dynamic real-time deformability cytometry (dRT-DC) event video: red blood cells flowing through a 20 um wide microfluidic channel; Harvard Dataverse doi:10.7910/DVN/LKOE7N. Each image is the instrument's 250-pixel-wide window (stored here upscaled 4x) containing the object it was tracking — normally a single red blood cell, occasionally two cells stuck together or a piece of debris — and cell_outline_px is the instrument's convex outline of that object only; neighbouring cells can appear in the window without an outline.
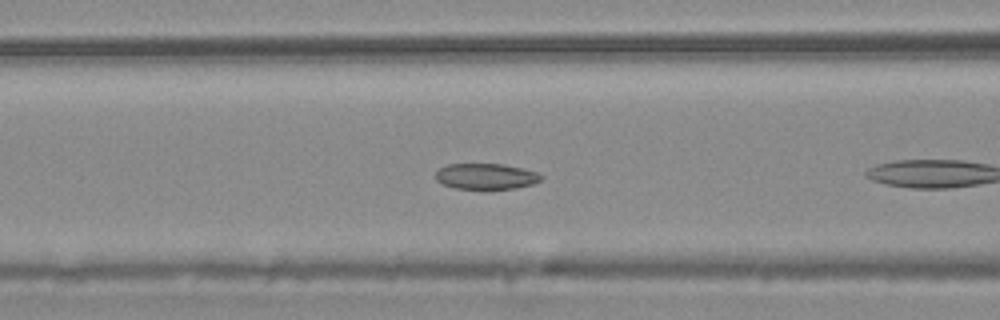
{"species": "common noctule bat (a hibernating species)", "species_latin": "Nyctalus noctula", "temperature_condition": "warm", "stored_images_in_passage": 11, "camera_frame_rate_fps": 3000, "um_per_image_px": 0.085, "animal": {"sex": "male", "body_mass_g": 20.4}, "frame": {"image": 1, "passage_image": 7, "time_ms": 2.0, "image_size_px": [1000, 320], "cell_outline_px": [[544, 176], [540, 180], [532, 184], [516, 188], [484, 192], [456, 188], [440, 184], [436, 180], [436, 172], [440, 168], [448, 164], [504, 164], [536, 172]], "centroid_in_image_um": [41.28, 15.04], "position_along_channel_um": 125.3, "area_um2": 16.53}}
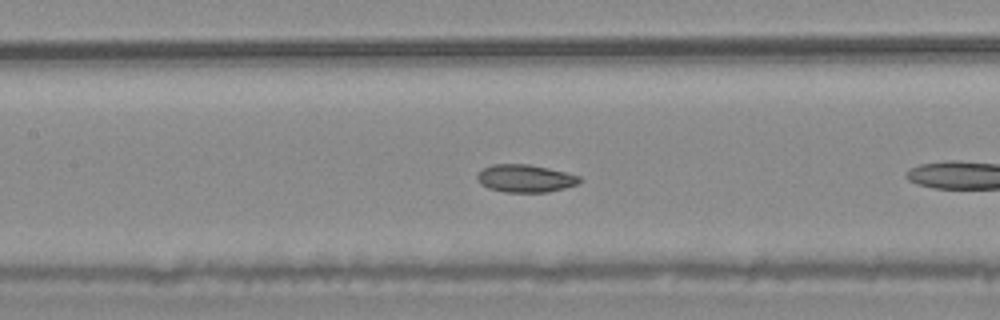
{"frame": {"image": 2, "passage_image": 10, "time_ms": 3.0, "image_size_px": [1000, 320], "cell_outline_px": [[584, 180], [576, 184], [564, 188], [548, 192], [504, 192], [488, 188], [480, 184], [476, 176], [484, 168], [492, 164], [528, 164], [548, 168], [580, 176]], "centroid_in_image_um": [44.65, 15.17], "position_along_channel_um": 162.8, "area_um2": 16.47}}